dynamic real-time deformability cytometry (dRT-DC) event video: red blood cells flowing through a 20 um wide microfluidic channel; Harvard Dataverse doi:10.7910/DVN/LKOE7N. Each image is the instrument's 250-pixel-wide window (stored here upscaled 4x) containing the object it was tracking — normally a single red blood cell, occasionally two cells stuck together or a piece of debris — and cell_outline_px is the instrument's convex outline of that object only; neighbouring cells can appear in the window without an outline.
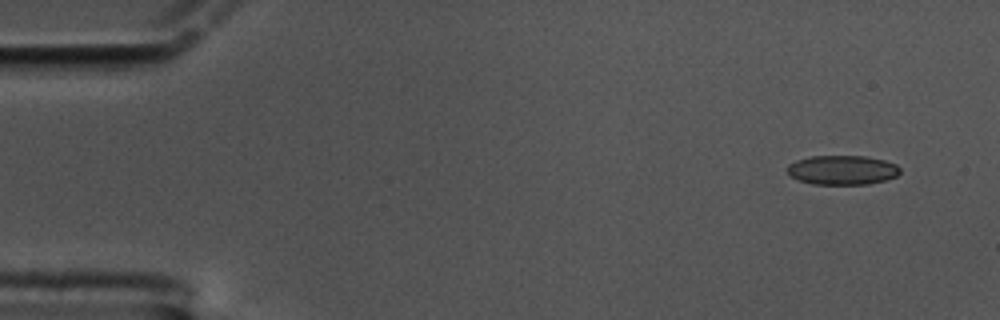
{"species": "common noctule bat (a hibernating species)", "species_latin": "Nyctalus noctula", "temperature_condition": "cold", "stored_images_in_passage": 57, "camera_frame_rate_fps": 3000, "um_per_image_px": 0.085, "animal": {"sex": "male", "body_mass_g": 17.5, "forearm_length_mm": 52.3}, "frame": {"image": 1, "passage_image": 1, "time_ms": 0.0, "image_size_px": [1000, 320], "cell_outline_px": [[900, 172], [896, 176], [884, 180], [868, 184], [812, 184], [800, 180], [792, 176], [788, 172], [788, 164], [796, 160], [812, 156], [864, 156], [884, 160], [896, 164], [900, 168]], "centroid_in_image_um": [71.61, 14.45], "position_along_channel_um": 13.4, "area_um2": 19.13}}
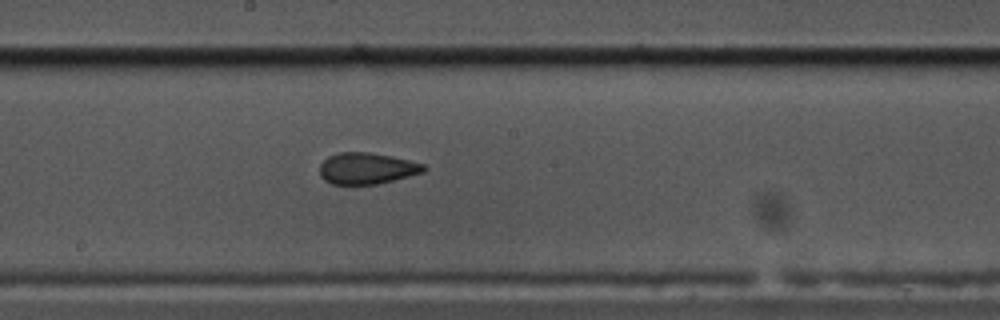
{"frame": {"image": 2, "passage_image": 29, "time_ms": 9.333, "image_size_px": [1000, 320], "cell_outline_px": [[428, 168], [424, 172], [376, 184], [332, 184], [324, 180], [320, 176], [320, 164], [328, 156], [340, 152], [368, 152], [392, 156], [424, 164]], "centroid_in_image_um": [31.17, 14.31], "position_along_channel_um": 217.0, "area_um2": 18.96}}
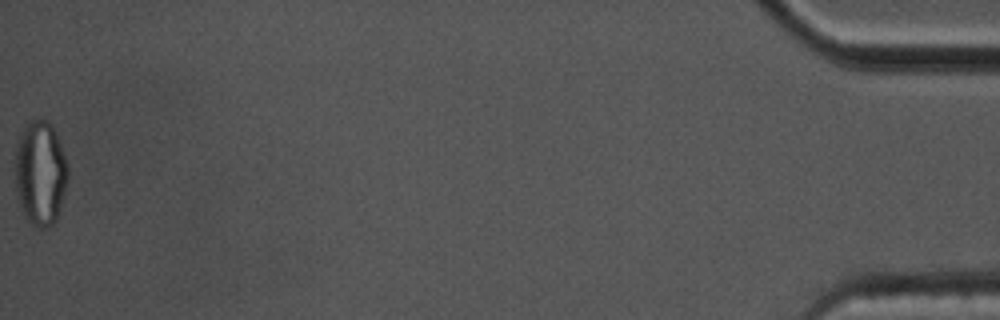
{"frame": {"image": 3, "passage_image": 57, "time_ms": 18.667, "image_size_px": [1000, 320], "cell_outline_px": [[68, 176], [56, 220], [48, 228], [40, 228], [32, 224], [24, 216], [16, 192], [16, 144], [28, 120], [36, 116], [48, 120], [52, 124], [56, 132], [68, 164]], "centroid_in_image_um": [3.43, 14.65], "position_along_channel_um": 431.8, "area_um2": 32.31}, "authors_computed_cell_mechanics": {"area_um2": 19.5942, "velocity_mm_per_s": 3.3647, "shape_relaxation_time_tau1_ms": null, "shape_relaxation_time_tau2_ms": 2.2757, "deformation_change_tau1": null, "deformation_change_tau2": 0.0593}}